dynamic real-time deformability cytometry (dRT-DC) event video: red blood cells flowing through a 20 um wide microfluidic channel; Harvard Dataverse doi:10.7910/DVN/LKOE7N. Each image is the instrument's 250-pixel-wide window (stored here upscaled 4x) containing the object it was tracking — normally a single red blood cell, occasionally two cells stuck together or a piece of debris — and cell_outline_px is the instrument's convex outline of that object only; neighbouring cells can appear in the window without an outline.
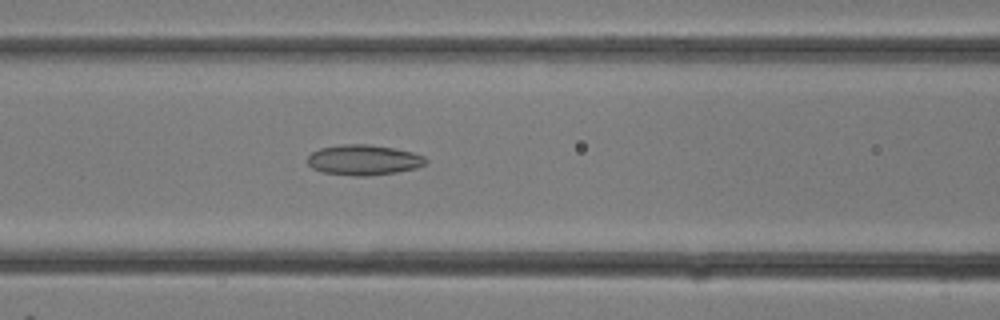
{"species": "common noctule bat (a hibernating species)", "species_latin": "Nyctalus noctula", "temperature_condition": "room temperature", "stored_images_in_passage": 28, "camera_frame_rate_fps": 3000, "um_per_image_px": 0.085, "animal": {"sex": "female"}, "frame": {"image": 1, "passage_image": 12, "time_ms": 3.667, "image_size_px": [1000, 320], "cell_outline_px": [[428, 164], [416, 168], [396, 172], [368, 176], [356, 176], [324, 172], [312, 168], [308, 164], [308, 156], [312, 152], [320, 148], [340, 144], [368, 144], [392, 148], [412, 152], [424, 156], [428, 160]], "centroid_in_image_um": [30.93, 13.59], "position_along_channel_um": 135.7, "area_um2": 20.92}}
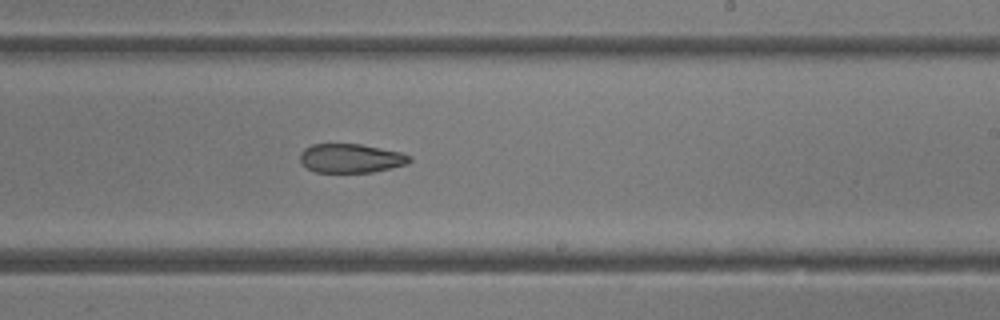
{"frame": {"image": 2, "passage_image": 17, "time_ms": 5.333, "image_size_px": [1000, 320], "cell_outline_px": [[412, 160], [408, 164], [392, 168], [372, 172], [316, 172], [308, 168], [300, 160], [300, 152], [304, 148], [312, 144], [360, 144], [400, 152], [412, 156]], "centroid_in_image_um": [29.85, 13.45], "position_along_channel_um": 259.2, "area_um2": 18.5}}
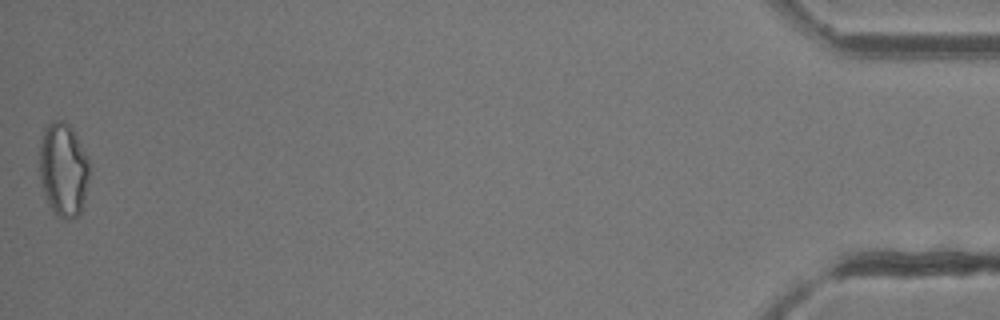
{"frame": {"image": 3, "passage_image": 28, "time_ms": 9.0, "image_size_px": [1000, 320], "cell_outline_px": [[92, 164], [84, 200], [80, 212], [72, 220], [68, 220], [56, 216], [48, 204], [44, 196], [40, 176], [40, 140], [44, 128], [52, 120], [60, 120], [68, 124], [72, 128], [88, 156]], "centroid_in_image_um": [5.4, 14.42], "position_along_channel_um": 429.8, "area_um2": 27.8}}